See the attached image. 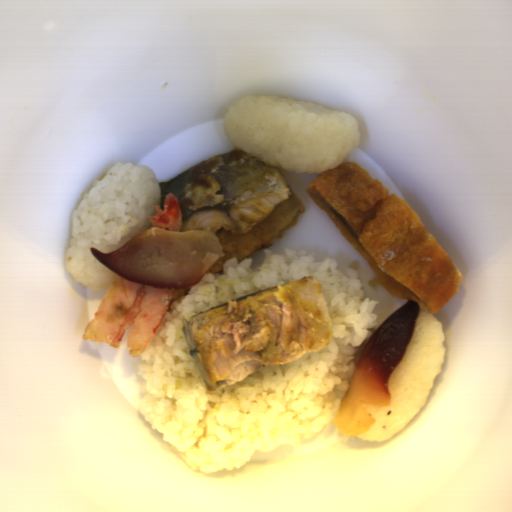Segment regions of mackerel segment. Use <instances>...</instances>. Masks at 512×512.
<instances>
[{"instance_id":"1","label":"mackerel segment","mask_w":512,"mask_h":512,"mask_svg":"<svg viewBox=\"0 0 512 512\" xmlns=\"http://www.w3.org/2000/svg\"><path fill=\"white\" fill-rule=\"evenodd\" d=\"M181 330L211 391L322 350L333 337L331 314L312 274L227 299L186 318Z\"/></svg>"},{"instance_id":"2","label":"mackerel segment","mask_w":512,"mask_h":512,"mask_svg":"<svg viewBox=\"0 0 512 512\" xmlns=\"http://www.w3.org/2000/svg\"><path fill=\"white\" fill-rule=\"evenodd\" d=\"M160 208L172 193L182 231L226 230L243 234L291 196L283 168L265 166L242 149L213 155L167 182H158Z\"/></svg>"}]
</instances>
